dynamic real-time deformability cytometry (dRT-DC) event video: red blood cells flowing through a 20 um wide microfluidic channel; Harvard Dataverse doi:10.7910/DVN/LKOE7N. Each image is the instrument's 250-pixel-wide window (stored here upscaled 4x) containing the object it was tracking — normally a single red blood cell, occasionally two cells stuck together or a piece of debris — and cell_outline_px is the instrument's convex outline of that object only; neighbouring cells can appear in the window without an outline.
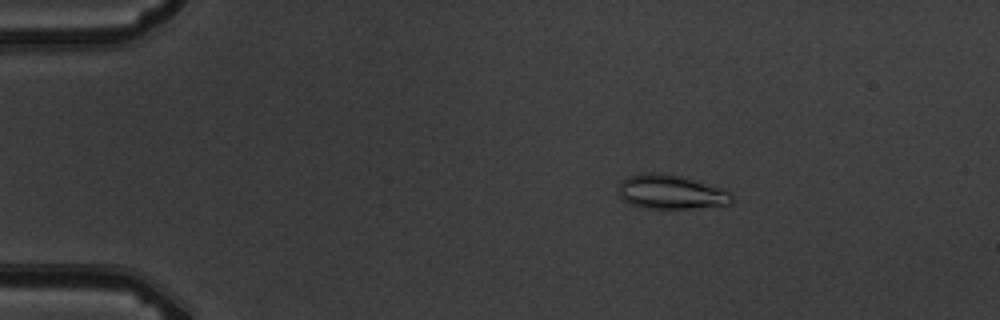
{"species": "common noctule bat (a hibernating species)", "species_latin": "Nyctalus noctula", "temperature_condition": "warm", "stored_images_in_passage": 5, "camera_frame_rate_fps": 3000, "um_per_image_px": 0.085, "animal": {"sex": "male", "body_mass_g": 19.5, "forearm_length_mm": 54.6}, "frame": {"image": 1, "passage_image": 3, "time_ms": 2.333, "image_size_px": [1000, 320], "cell_outline_px": [[732, 204], [692, 208], [648, 208], [628, 204], [620, 196], [620, 180], [628, 176], [640, 172], [652, 172], [680, 176], [724, 188], [732, 192]], "centroid_in_image_um": [57.04, 16.31], "position_along_channel_um": 28.0, "area_um2": 22.66}}